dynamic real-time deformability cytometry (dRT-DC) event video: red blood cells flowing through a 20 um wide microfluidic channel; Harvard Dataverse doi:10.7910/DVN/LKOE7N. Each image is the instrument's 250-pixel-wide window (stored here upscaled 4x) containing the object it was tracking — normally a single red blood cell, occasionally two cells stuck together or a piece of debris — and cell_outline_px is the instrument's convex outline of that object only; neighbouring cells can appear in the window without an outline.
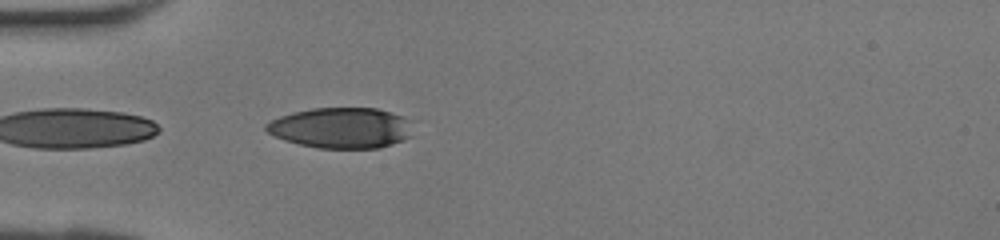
{"species": "human", "species_latin": "Homo sapiens", "temperature_condition": "room temperature", "stored_images_in_passage": 30, "camera_frame_rate_fps": 3000, "um_per_image_px": 0.085, "donor": {"sex": "female"}, "frame": {"image": 1, "passage_image": 1, "time_ms": 0.0, "image_size_px": [1000, 240], "cell_outline_px": [[412, 136], [404, 140], [380, 148], [316, 148], [284, 140], [268, 132], [264, 128], [264, 124], [280, 116], [292, 112], [312, 108], [376, 108], [404, 116]], "centroid_in_image_um": [28.97, 10.87], "position_along_channel_um": 56.0, "area_um2": 34.62}}
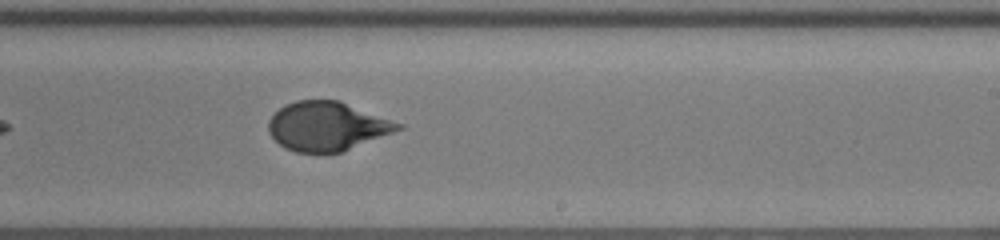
{"frame": {"image": 2, "passage_image": 14, "time_ms": 4.333, "image_size_px": [1000, 240], "cell_outline_px": [[404, 128], [340, 152], [296, 152], [284, 148], [268, 132], [268, 120], [284, 104], [296, 100], [340, 100], [404, 124]], "centroid_in_image_um": [27.8, 10.71], "position_along_channel_um": 261.2, "area_um2": 36.88}}
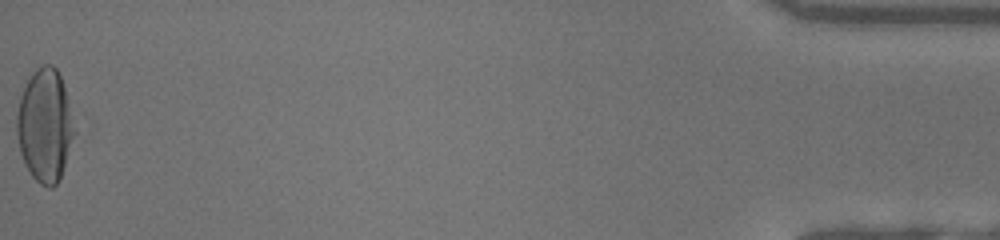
{"frame": {"image": 3, "passage_image": 30, "time_ms": 9.667, "image_size_px": [1000, 240], "cell_outline_px": [[76, 132], [60, 176], [56, 184], [52, 188], [48, 188], [40, 184], [32, 176], [24, 164], [20, 152], [16, 132], [16, 116], [20, 96], [32, 72], [36, 68], [44, 64], [52, 64], [56, 68], [60, 76], [72, 112]], "centroid_in_image_um": [3.81, 10.66], "position_along_channel_um": 431.4, "area_um2": 37.92}}